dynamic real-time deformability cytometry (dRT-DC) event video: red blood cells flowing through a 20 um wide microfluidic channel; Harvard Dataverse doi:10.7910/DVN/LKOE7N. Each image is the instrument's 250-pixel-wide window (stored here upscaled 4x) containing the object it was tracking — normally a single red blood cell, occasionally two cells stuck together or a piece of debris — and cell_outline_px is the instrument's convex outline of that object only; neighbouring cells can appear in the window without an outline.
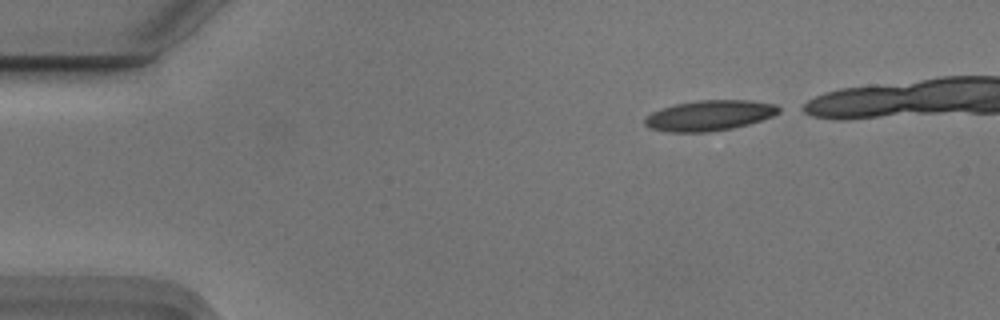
{"species": "Egyptian fruit bat (a non-hibernating species)", "species_latin": "Rousettus aegyptiacus", "temperature_condition": "cold", "stored_images_in_passage": 38, "camera_frame_rate_fps": 3000, "um_per_image_px": 0.085, "animal": {"sex": "male"}, "frame": {"image": 1, "passage_image": 1, "time_ms": 0.0, "image_size_px": [1000, 320], "cell_outline_px": [[784, 108], [780, 112], [772, 116], [748, 124], [732, 128], [708, 132], [668, 132], [652, 128], [644, 124], [644, 116], [660, 108], [672, 104], [696, 100], [752, 100], [776, 104]], "centroid_in_image_um": [60.3, 9.8], "position_along_channel_um": 24.7, "area_um2": 24.04}}
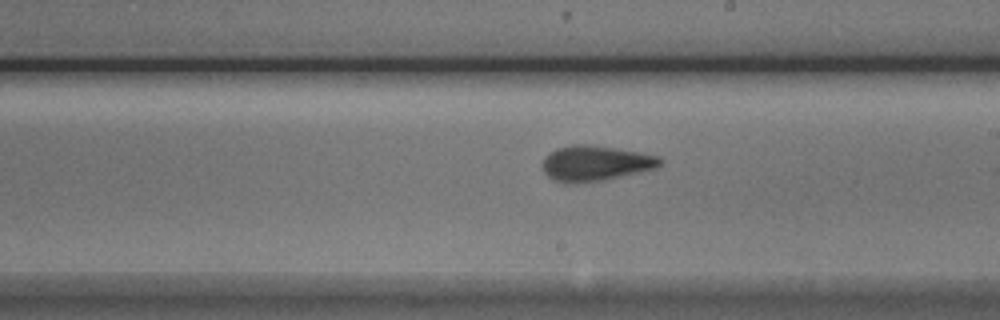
{"frame": {"image": 2, "passage_image": 24, "time_ms": 7.667, "image_size_px": [1000, 320], "cell_outline_px": [[664, 160], [656, 168], [620, 176], [600, 180], [576, 184], [556, 180], [548, 176], [544, 172], [544, 156], [556, 148], [572, 144], [588, 144], [616, 148], [660, 156]], "centroid_in_image_um": [50.61, 13.86], "position_along_channel_um": 238.4, "area_um2": 23.99}}
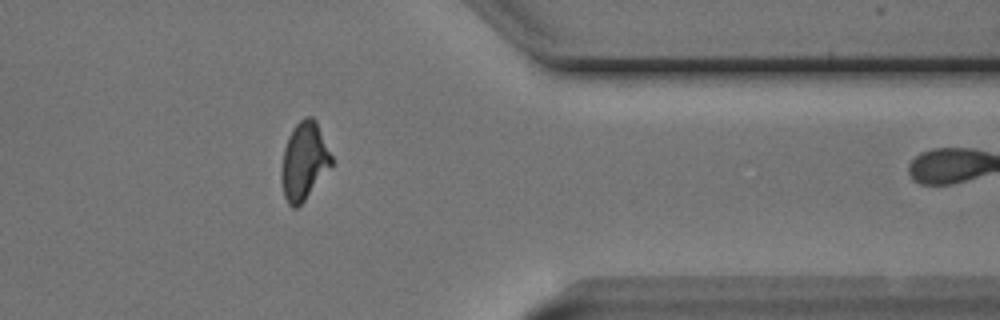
{"frame": {"image": 3, "passage_image": 37, "time_ms": 12.0, "image_size_px": [1000, 320], "cell_outline_px": [[332, 164], [304, 200], [296, 208], [292, 208], [288, 204], [284, 196], [280, 176], [280, 172], [284, 148], [288, 136], [292, 128], [304, 116], [312, 116], [316, 120], [332, 156]], "centroid_in_image_um": [25.82, 13.67], "position_along_channel_um": 385.6, "area_um2": 22.54}}